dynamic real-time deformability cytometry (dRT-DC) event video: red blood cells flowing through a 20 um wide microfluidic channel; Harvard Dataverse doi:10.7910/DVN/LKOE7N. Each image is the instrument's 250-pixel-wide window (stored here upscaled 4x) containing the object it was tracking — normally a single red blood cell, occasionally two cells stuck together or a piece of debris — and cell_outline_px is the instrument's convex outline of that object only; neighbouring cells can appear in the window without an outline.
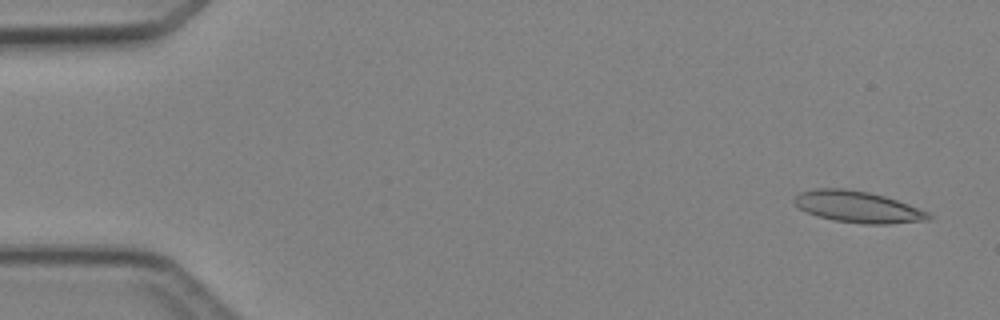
{"species": "Egyptian fruit bat (a non-hibernating species)", "species_latin": "Rousettus aegyptiacus", "temperature_condition": "cold", "stored_images_in_passage": 4, "camera_frame_rate_fps": 3000, "um_per_image_px": 0.085, "animal": {"sex": "female"}, "frame": {"image": 1, "passage_image": 1, "time_ms": 0.0, "image_size_px": [1000, 320], "cell_outline_px": [[932, 216], [924, 220], [888, 224], [864, 224], [832, 220], [816, 216], [800, 208], [792, 200], [800, 192], [812, 188], [844, 188], [868, 192], [884, 196], [908, 204], [928, 212]], "centroid_in_image_um": [72.86, 17.58], "position_along_channel_um": 12.1, "area_um2": 24.45}}